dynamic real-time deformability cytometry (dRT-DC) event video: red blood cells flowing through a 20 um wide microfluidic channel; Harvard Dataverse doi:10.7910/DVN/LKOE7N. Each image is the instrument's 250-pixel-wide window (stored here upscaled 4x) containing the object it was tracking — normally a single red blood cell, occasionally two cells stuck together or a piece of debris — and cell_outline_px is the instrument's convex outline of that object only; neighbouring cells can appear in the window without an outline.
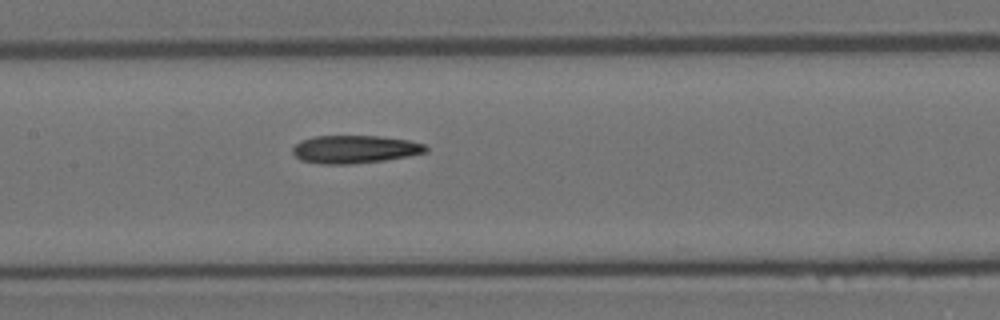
{"species": "Egyptian fruit bat (a non-hibernating species)", "species_latin": "Rousettus aegyptiacus", "temperature_condition": "room temperature", "stored_images_in_passage": 7, "camera_frame_rate_fps": 3000, "um_per_image_px": 0.085, "animal": {"sex": "female"}, "frame": {"image": 1, "passage_image": 7, "time_ms": 2.0, "image_size_px": [1000, 320], "cell_outline_px": [[428, 152], [408, 156], [384, 160], [352, 164], [320, 164], [300, 160], [292, 152], [292, 148], [300, 140], [316, 136], [380, 136], [408, 140], [424, 144], [428, 148]], "centroid_in_image_um": [30.15, 12.69], "position_along_channel_um": 177.3, "area_um2": 21.73}}